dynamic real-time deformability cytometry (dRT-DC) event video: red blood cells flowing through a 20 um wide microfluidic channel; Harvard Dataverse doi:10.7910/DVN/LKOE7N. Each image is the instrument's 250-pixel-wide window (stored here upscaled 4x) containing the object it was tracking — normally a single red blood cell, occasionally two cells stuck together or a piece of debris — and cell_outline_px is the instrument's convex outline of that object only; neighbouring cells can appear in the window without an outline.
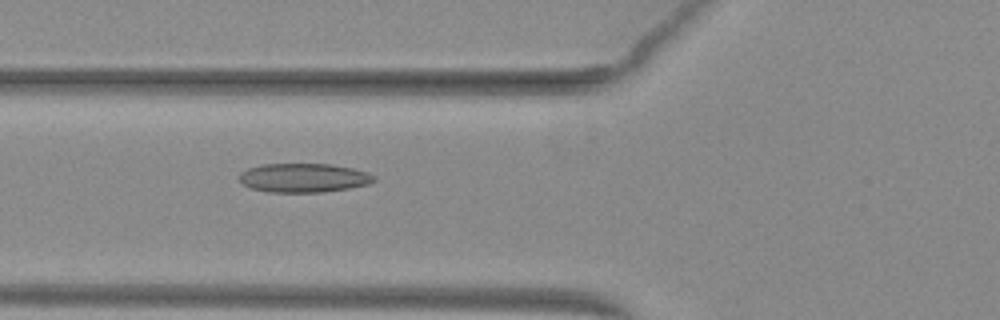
{"species": "common noctule bat (a hibernating species)", "species_latin": "Nyctalus noctula", "temperature_condition": "warm", "stored_images_in_passage": 36, "camera_frame_rate_fps": 3000, "um_per_image_px": 0.085, "animal": {"sex": "female", "body_mass_g": 29.2, "forearm_length_mm": 56.3}, "frame": {"image": 1, "passage_image": 4, "time_ms": 1.0, "image_size_px": [1000, 320], "cell_outline_px": [[376, 180], [368, 184], [348, 188], [324, 192], [268, 192], [252, 188], [244, 184], [236, 176], [240, 172], [248, 168], [264, 164], [332, 164], [352, 168], [368, 172], [376, 176]], "centroid_in_image_um": [25.81, 15.11], "position_along_channel_um": 100.0, "area_um2": 22.83}}
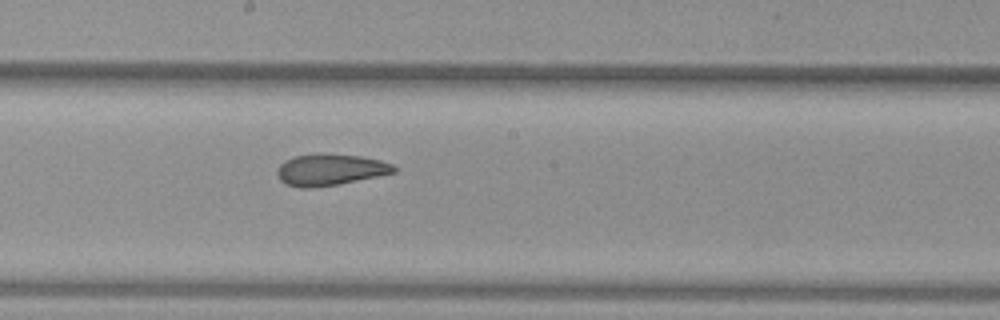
{"frame": {"image": 2, "passage_image": 13, "time_ms": 4.0, "image_size_px": [1000, 320], "cell_outline_px": [[396, 172], [380, 176], [336, 184], [312, 188], [300, 188], [284, 184], [276, 176], [276, 172], [280, 164], [284, 160], [296, 156], [316, 152], [360, 156], [380, 160], [392, 164], [396, 168]], "centroid_in_image_um": [28.02, 14.42], "position_along_channel_um": 220.2, "area_um2": 21.68}}
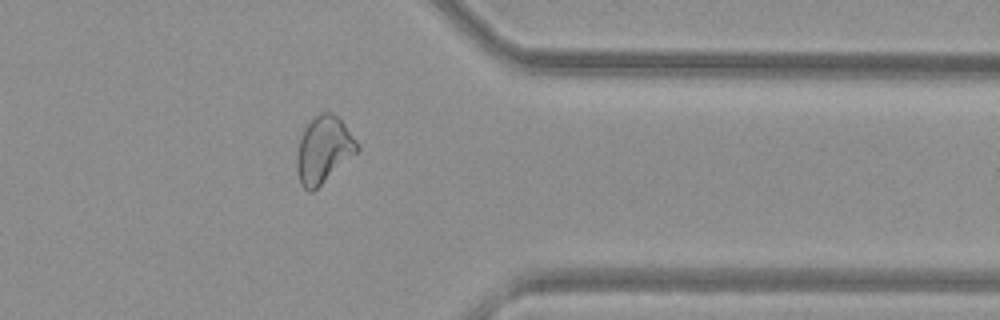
{"frame": {"image": 3, "passage_image": 26, "time_ms": 8.333, "image_size_px": [1000, 320], "cell_outline_px": [[360, 148], [356, 152], [312, 192], [308, 192], [300, 184], [296, 168], [296, 160], [300, 140], [304, 128], [320, 112], [332, 112], [344, 124], [360, 144]], "centroid_in_image_um": [27.49, 12.73], "position_along_channel_um": 383.9, "area_um2": 23.0}, "authors_computed_cell_mechanics": {"area_um2": 22.1663, "velocity_mm_per_s": 3.9883, "shape_relaxation_time_tau1_ms": 9.011, "shape_relaxation_time_tau2_ms": 2.2097, "deformation_change_tau1": 0.2052, "deformation_change_tau2": 0.0925}}